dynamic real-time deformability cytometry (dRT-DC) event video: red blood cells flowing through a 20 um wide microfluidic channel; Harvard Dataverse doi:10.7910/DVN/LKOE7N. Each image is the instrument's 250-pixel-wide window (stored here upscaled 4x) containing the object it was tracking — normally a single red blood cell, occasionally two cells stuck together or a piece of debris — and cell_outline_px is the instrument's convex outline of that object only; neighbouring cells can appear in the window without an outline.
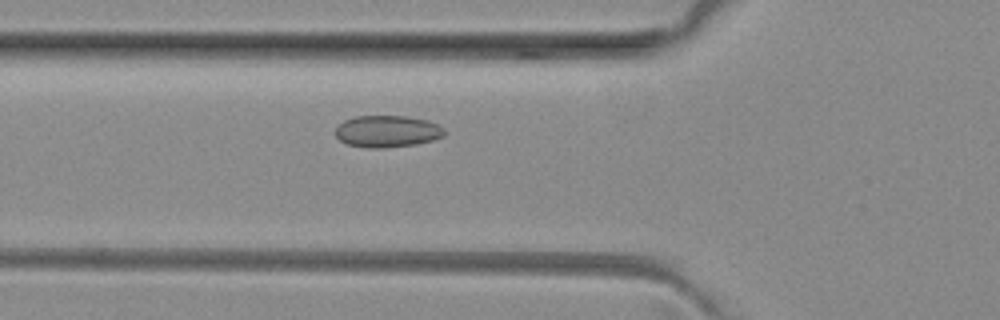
{"species": "common noctule bat (a hibernating species)", "species_latin": "Nyctalus noctula", "temperature_condition": "room temperature", "stored_images_in_passage": 14, "camera_frame_rate_fps": 3000, "um_per_image_px": 0.085, "animal": {"sex": "female", "body_mass_g": 29.2, "forearm_length_mm": 56.3}, "frame": {"image": 1, "passage_image": 5, "time_ms": 1.333, "image_size_px": [1000, 320], "cell_outline_px": [[444, 136], [432, 140], [416, 144], [384, 148], [368, 148], [348, 144], [340, 140], [336, 136], [336, 128], [344, 120], [356, 116], [408, 116], [428, 120], [444, 128]], "centroid_in_image_um": [32.92, 11.16], "position_along_channel_um": 92.9, "area_um2": 20.17}}
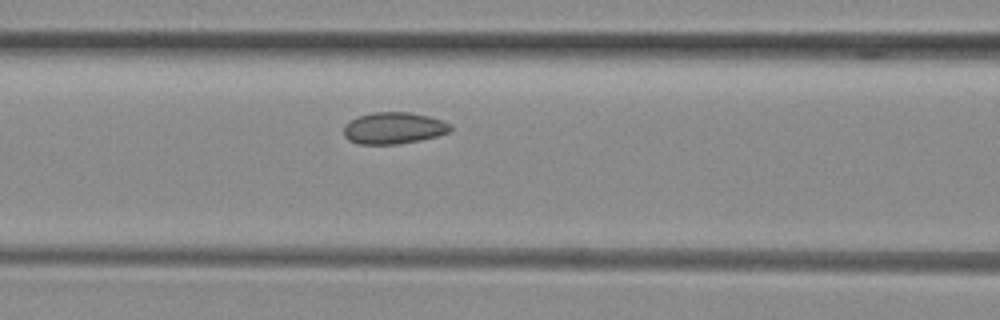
{"frame": {"image": 2, "passage_image": 8, "time_ms": 2.333, "image_size_px": [1000, 320], "cell_outline_px": [[452, 128], [448, 132], [436, 136], [420, 140], [396, 144], [360, 144], [348, 140], [344, 136], [344, 124], [360, 116], [372, 112], [408, 112], [428, 116], [440, 120], [448, 124]], "centroid_in_image_um": [33.42, 10.89], "position_along_channel_um": 133.2, "area_um2": 19.42}}
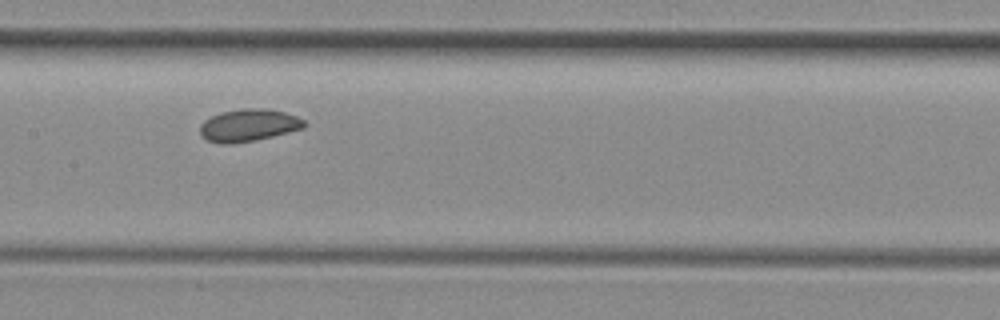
{"frame": {"image": 3, "passage_image": 12, "time_ms": 3.667, "image_size_px": [1000, 320], "cell_outline_px": [[308, 124], [304, 128], [256, 140], [228, 144], [208, 140], [200, 132], [200, 124], [204, 120], [220, 112], [240, 108], [264, 108], [284, 112], [296, 116], [304, 120]], "centroid_in_image_um": [21.15, 10.63], "position_along_channel_um": 186.2, "area_um2": 19.54}}